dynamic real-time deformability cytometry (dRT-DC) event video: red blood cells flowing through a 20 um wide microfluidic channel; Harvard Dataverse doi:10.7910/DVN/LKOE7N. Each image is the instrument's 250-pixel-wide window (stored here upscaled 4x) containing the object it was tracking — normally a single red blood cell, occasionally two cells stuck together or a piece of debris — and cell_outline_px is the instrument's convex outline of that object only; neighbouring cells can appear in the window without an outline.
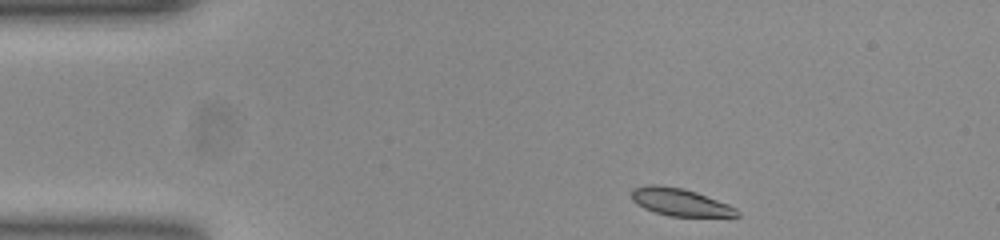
{"species": "common noctule bat (a hibernating species)", "species_latin": "Nyctalus noctula", "temperature_condition": "room temperature", "stored_images_in_passage": 45, "camera_frame_rate_fps": 3000, "um_per_image_px": 0.085, "animal": {"sex": "female", "body_mass_g": 23.0, "forearm_length_mm": 53.4}, "frame": {"image": 1, "passage_image": 1, "time_ms": 0.0, "image_size_px": [1000, 240], "cell_outline_px": [[740, 216], [672, 216], [656, 212], [644, 208], [632, 200], [632, 192], [636, 188], [648, 184], [656, 184], [680, 188], [696, 192], [728, 204], [736, 208], [740, 212]], "centroid_in_image_um": [57.83, 17.18], "position_along_channel_um": 27.2, "area_um2": 16.53}}
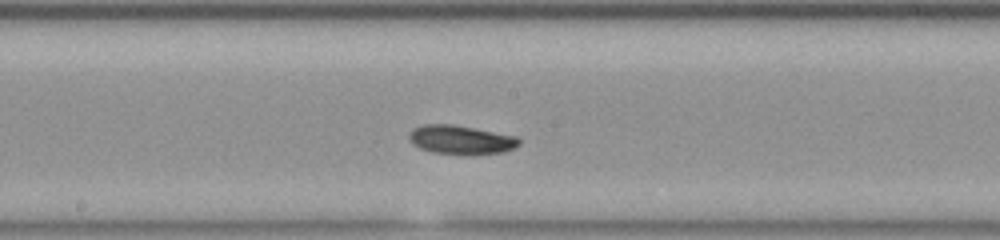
{"frame": {"image": 2, "passage_image": 20, "time_ms": 6.333, "image_size_px": [1000, 240], "cell_outline_px": [[520, 144], [504, 152], [432, 152], [420, 148], [408, 136], [412, 128], [424, 124], [452, 124], [516, 136], [520, 140]], "centroid_in_image_um": [39.16, 11.83], "position_along_channel_um": 209.0, "area_um2": 17.57}}
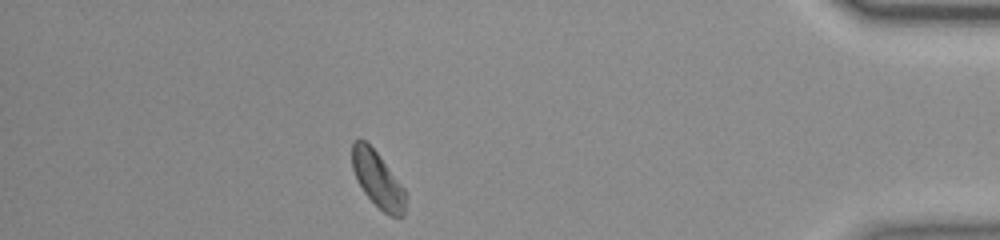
{"frame": {"image": 3, "passage_image": 39, "time_ms": 12.667, "image_size_px": [1000, 240], "cell_outline_px": [[404, 216], [388, 216], [364, 192], [352, 168], [352, 140], [360, 136], [380, 156], [404, 188]], "centroid_in_image_um": [32.07, 15.21], "position_along_channel_um": 403.1, "area_um2": 17.05}, "authors_computed_cell_mechanics": {"area_um2": 17.5134, "velocity_mm_per_s": 3.8291, "shape_relaxation_time_tau1_ms": null, "shape_relaxation_time_tau2_ms": 2.3038, "deformation_change_tau1": null, "deformation_change_tau2": 0.0648}}